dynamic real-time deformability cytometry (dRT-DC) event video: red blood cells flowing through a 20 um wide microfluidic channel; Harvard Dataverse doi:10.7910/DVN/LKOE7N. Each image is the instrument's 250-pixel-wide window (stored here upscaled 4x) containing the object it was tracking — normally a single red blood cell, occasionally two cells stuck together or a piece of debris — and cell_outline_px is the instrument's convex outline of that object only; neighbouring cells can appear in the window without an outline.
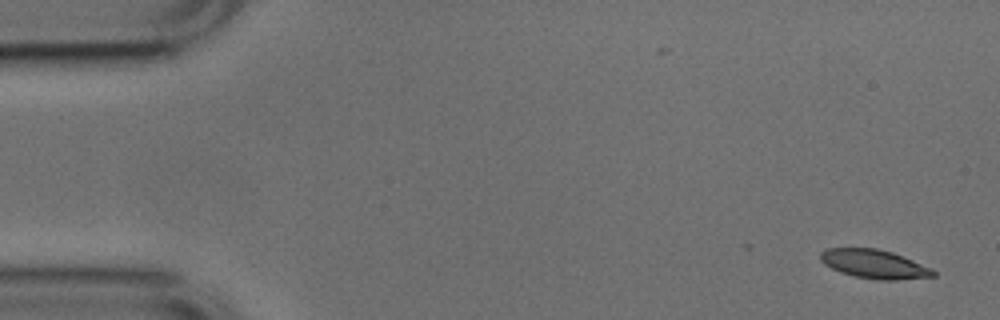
{"species": "common noctule bat (a hibernating species)", "species_latin": "Nyctalus noctula", "temperature_condition": "cold", "stored_images_in_passage": 5, "camera_frame_rate_fps": 3000, "um_per_image_px": 0.085, "animal": {"sex": "male", "body_mass_g": 17.9, "forearm_length_mm": 54.2}, "frame": {"image": 1, "passage_image": 1, "time_ms": 0.0, "image_size_px": [1000, 320], "cell_outline_px": [[936, 276], [896, 280], [880, 280], [856, 276], [840, 272], [824, 264], [820, 260], [820, 252], [828, 248], [876, 248], [892, 252], [932, 268], [936, 272]], "centroid_in_image_um": [74.31, 22.44], "position_along_channel_um": 10.7, "area_um2": 18.84}}